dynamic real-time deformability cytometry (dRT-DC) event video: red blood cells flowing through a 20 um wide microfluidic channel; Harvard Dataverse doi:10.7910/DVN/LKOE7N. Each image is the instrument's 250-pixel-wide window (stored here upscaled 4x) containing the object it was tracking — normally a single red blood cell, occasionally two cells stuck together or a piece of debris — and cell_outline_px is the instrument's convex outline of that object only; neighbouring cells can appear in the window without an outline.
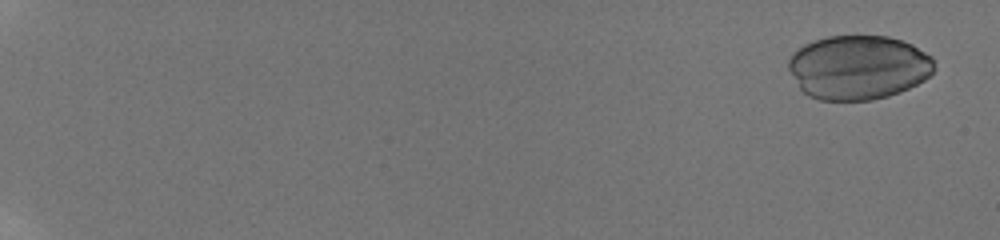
{"species": "human", "species_latin": "Homo sapiens", "temperature_condition": "room temperature", "stored_images_in_passage": 12, "camera_frame_rate_fps": 3000, "um_per_image_px": 0.085, "donor": {"sex": "male"}, "frame": {"image": 1, "passage_image": 1, "time_ms": 0.0, "image_size_px": [1000, 240], "cell_outline_px": [[932, 72], [924, 80], [900, 92], [888, 96], [872, 100], [820, 100], [808, 96], [800, 88], [788, 68], [788, 60], [792, 52], [804, 44], [812, 40], [828, 36], [888, 36], [912, 44], [932, 56]], "centroid_in_image_um": [72.93, 5.72], "position_along_channel_um": 12.1, "area_um2": 54.56}}